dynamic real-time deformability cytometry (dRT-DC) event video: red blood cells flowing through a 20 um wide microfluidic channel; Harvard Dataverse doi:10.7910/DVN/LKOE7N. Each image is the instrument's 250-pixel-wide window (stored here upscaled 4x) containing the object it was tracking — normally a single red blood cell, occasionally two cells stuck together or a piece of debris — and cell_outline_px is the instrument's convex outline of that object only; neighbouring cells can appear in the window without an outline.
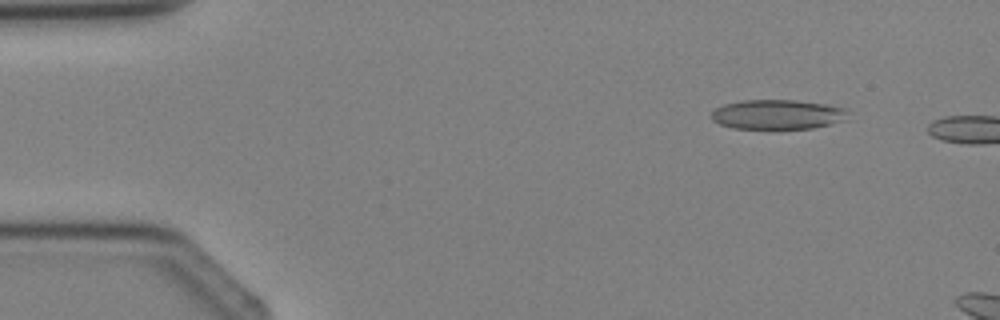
{"species": "Egyptian fruit bat (a non-hibernating species)", "species_latin": "Rousettus aegyptiacus", "temperature_condition": "cold", "stored_images_in_passage": 3, "camera_frame_rate_fps": 3000, "um_per_image_px": 0.085, "animal": {"sex": "female"}, "frame": {"image": 1, "passage_image": 1, "time_ms": 0.0, "image_size_px": [1000, 320], "cell_outline_px": [[848, 120], [832, 124], [812, 128], [732, 128], [720, 124], [712, 120], [712, 112], [716, 108], [724, 104], [740, 100], [796, 100], [828, 104], [848, 108]], "centroid_in_image_um": [66.16, 9.72], "position_along_channel_um": 18.8, "area_um2": 23.81}}